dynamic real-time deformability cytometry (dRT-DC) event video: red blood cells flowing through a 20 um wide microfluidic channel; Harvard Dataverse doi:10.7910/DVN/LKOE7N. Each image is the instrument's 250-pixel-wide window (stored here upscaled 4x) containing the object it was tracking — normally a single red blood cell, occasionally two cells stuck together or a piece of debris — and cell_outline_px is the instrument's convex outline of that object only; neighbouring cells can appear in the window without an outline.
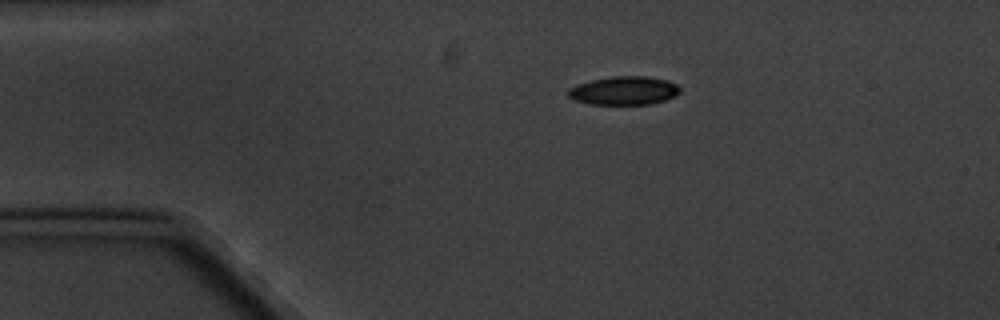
{"species": "common noctule bat (a hibernating species)", "species_latin": "Nyctalus noctula", "temperature_condition": "cold", "stored_images_in_passage": 3, "camera_frame_rate_fps": 3000, "um_per_image_px": 0.085, "animal": {"sex": "male", "body_mass_g": 20.1, "forearm_length_mm": 53.5}, "frame": {"image": 1, "passage_image": 1, "time_ms": 0.0, "image_size_px": [1000, 320], "cell_outline_px": [[680, 92], [676, 96], [652, 104], [592, 104], [576, 100], [568, 96], [568, 88], [576, 84], [592, 80], [612, 76], [644, 76], [668, 80], [676, 84], [680, 88]], "centroid_in_image_um": [53.05, 7.7], "position_along_channel_um": 31.9, "area_um2": 18.55}}